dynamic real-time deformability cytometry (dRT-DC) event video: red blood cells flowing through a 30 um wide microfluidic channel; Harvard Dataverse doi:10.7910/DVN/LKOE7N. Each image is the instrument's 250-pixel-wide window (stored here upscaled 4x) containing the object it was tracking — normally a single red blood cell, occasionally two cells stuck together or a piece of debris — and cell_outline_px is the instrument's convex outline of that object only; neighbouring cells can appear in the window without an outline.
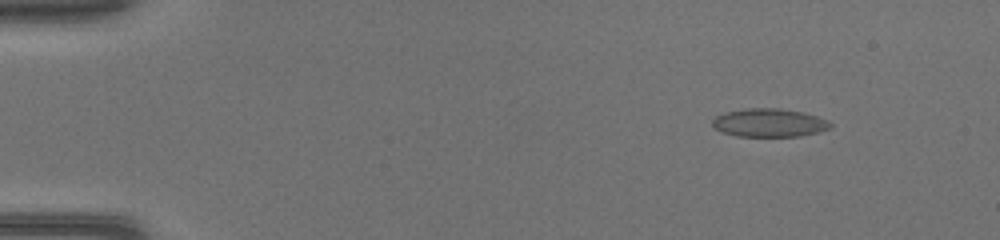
{"species": "common noctule bat (a hibernating species)", "species_latin": "Nyctalus noctula", "temperature_condition": "warm", "stored_images_in_passage": 47, "camera_frame_rate_fps": 3000, "um_per_image_px": 0.085, "animal": {"sex": "female", "body_mass_g": 17.0, "forearm_length_mm": 48.0}, "frame": {"image": 1, "passage_image": 6, "time_ms": 1.667, "image_size_px": [1000, 240], "cell_outline_px": [[832, 128], [800, 136], [736, 136], [724, 132], [716, 128], [712, 124], [712, 120], [716, 116], [728, 112], [748, 108], [776, 108], [800, 112], [816, 116], [832, 124]], "centroid_in_image_um": [65.37, 10.44], "position_along_channel_um": 19.6, "area_um2": 19.02}}
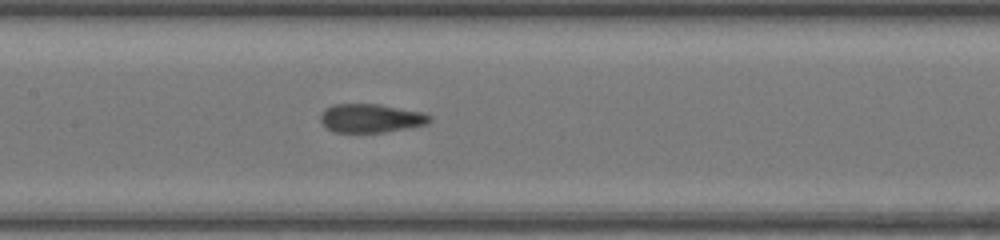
{"frame": {"image": 2, "passage_image": 24, "time_ms": 7.667, "image_size_px": [1000, 240], "cell_outline_px": [[432, 120], [428, 124], [384, 132], [332, 132], [320, 120], [320, 116], [328, 108], [336, 104], [380, 104], [420, 112], [432, 116]], "centroid_in_image_um": [31.56, 10.05], "position_along_channel_um": 175.8, "area_um2": 17.98}}
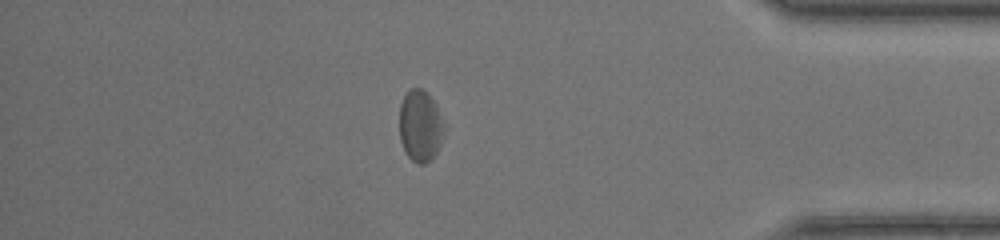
{"frame": {"image": 3, "passage_image": 41, "time_ms": 13.333, "image_size_px": [1000, 240], "cell_outline_px": [[440, 144], [436, 152], [424, 164], [416, 164], [404, 152], [400, 140], [400, 104], [404, 96], [412, 88], [424, 88], [428, 92], [440, 116]], "centroid_in_image_um": [35.65, 10.69], "position_along_channel_um": 399.6, "area_um2": 17.92}}